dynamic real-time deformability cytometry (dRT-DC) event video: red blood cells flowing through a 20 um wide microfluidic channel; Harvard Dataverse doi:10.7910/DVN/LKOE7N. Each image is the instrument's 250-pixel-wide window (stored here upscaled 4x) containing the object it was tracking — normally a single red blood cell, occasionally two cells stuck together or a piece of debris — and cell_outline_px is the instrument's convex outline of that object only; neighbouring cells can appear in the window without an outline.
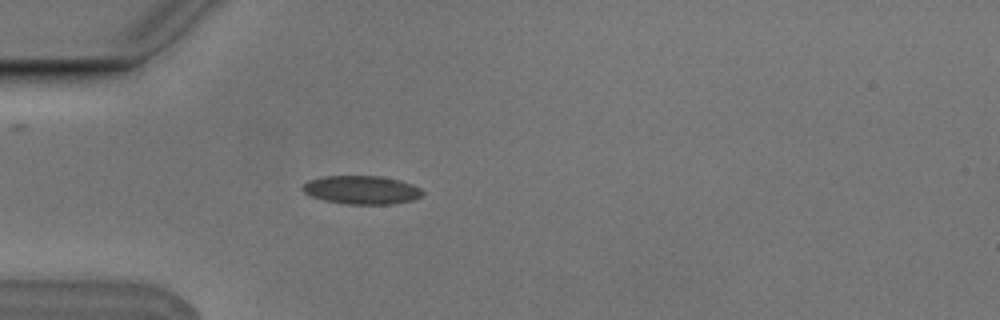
{"species": "Egyptian fruit bat (a non-hibernating species)", "species_latin": "Rousettus aegyptiacus", "temperature_condition": "cold", "stored_images_in_passage": 3, "camera_frame_rate_fps": 3000, "um_per_image_px": 0.085, "animal": {"sex": "male"}, "frame": {"image": 1, "passage_image": 3, "time_ms": 0.667, "image_size_px": [1000, 320], "cell_outline_px": [[424, 192], [420, 196], [412, 200], [392, 204], [344, 204], [324, 200], [312, 196], [304, 192], [300, 188], [308, 180], [324, 176], [380, 176], [400, 180], [412, 184], [420, 188]], "centroid_in_image_um": [30.73, 16.14], "position_along_channel_um": 54.3, "area_um2": 19.88}}